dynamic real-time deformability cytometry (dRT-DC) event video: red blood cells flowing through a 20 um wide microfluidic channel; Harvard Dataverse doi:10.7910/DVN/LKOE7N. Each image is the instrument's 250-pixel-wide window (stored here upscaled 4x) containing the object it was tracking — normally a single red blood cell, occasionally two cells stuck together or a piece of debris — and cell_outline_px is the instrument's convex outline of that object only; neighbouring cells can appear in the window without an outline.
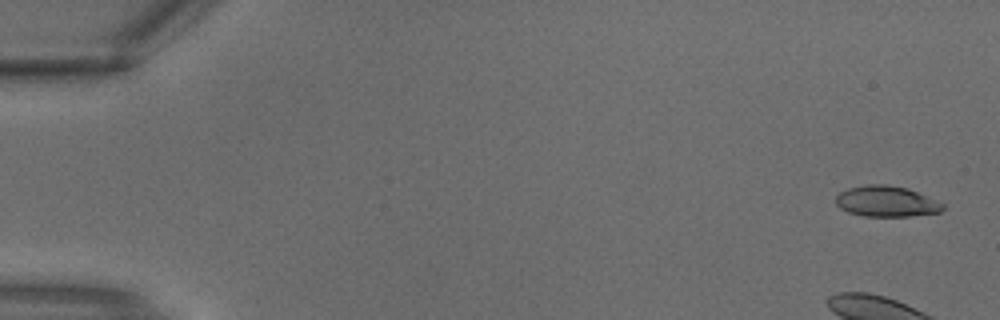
{"species": "common noctule bat (a hibernating species)", "species_latin": "Nyctalus noctula", "temperature_condition": "warm", "stored_images_in_passage": 3, "camera_frame_rate_fps": 3000, "um_per_image_px": 0.085, "animal": {"sex": "male", "body_mass_g": 18.8}, "frame": {"image": 1, "passage_image": 1, "time_ms": 0.0, "image_size_px": [1000, 320], "cell_outline_px": [[944, 208], [940, 212], [908, 216], [864, 216], [848, 212], [840, 208], [836, 204], [836, 196], [840, 192], [848, 188], [868, 184], [884, 184], [908, 188], [944, 204]], "centroid_in_image_um": [75.32, 17.11], "position_along_channel_um": 9.7, "area_um2": 19.07}}